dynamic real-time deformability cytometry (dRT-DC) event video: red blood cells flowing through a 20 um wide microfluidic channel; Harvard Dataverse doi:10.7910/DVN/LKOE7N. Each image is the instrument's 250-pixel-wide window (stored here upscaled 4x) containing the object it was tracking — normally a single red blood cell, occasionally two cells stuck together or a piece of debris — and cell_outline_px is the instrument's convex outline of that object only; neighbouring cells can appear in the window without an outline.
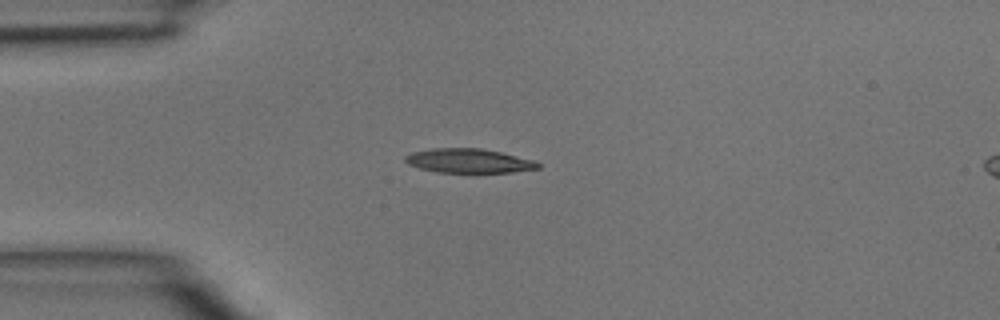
{"species": "common noctule bat (a hibernating species)", "species_latin": "Nyctalus noctula", "temperature_condition": "room temperature", "stored_images_in_passage": 35, "camera_frame_rate_fps": 3000, "um_per_image_px": 0.085, "animal": {"sex": "male", "body_mass_g": 15.6}, "frame": {"image": 1, "passage_image": 1, "time_ms": 0.0, "image_size_px": [1000, 320], "cell_outline_px": [[540, 168], [512, 172], [436, 172], [420, 168], [408, 164], [404, 160], [404, 156], [412, 152], [432, 148], [480, 148], [500, 152], [536, 160], [540, 164]], "centroid_in_image_um": [39.85, 13.66], "position_along_channel_um": 45.2, "area_um2": 18.73}}
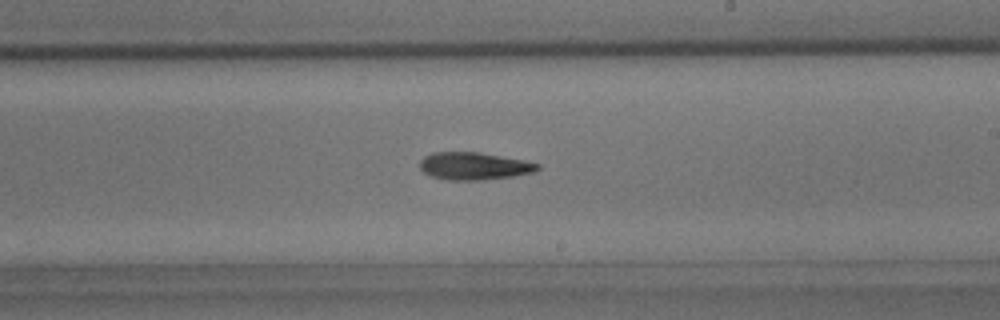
{"frame": {"image": 2, "passage_image": 16, "time_ms": 5.0, "image_size_px": [1000, 320], "cell_outline_px": [[540, 168], [532, 172], [512, 176], [480, 180], [448, 180], [432, 176], [424, 172], [420, 168], [420, 160], [424, 156], [432, 152], [480, 152], [540, 164]], "centroid_in_image_um": [40.24, 14.11], "position_along_channel_um": 248.8, "area_um2": 18.61}}
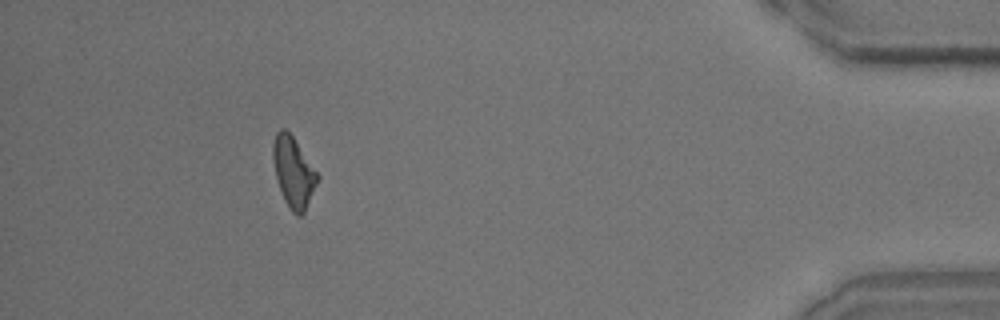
{"frame": {"image": 3, "passage_image": 31, "time_ms": 10.0, "image_size_px": [1000, 320], "cell_outline_px": [[320, 180], [304, 212], [300, 216], [296, 216], [292, 212], [284, 200], [276, 180], [272, 156], [272, 144], [276, 132], [280, 128], [284, 128], [292, 136], [320, 176]], "centroid_in_image_um": [24.94, 14.65], "position_along_channel_um": 410.3, "area_um2": 18.38}}